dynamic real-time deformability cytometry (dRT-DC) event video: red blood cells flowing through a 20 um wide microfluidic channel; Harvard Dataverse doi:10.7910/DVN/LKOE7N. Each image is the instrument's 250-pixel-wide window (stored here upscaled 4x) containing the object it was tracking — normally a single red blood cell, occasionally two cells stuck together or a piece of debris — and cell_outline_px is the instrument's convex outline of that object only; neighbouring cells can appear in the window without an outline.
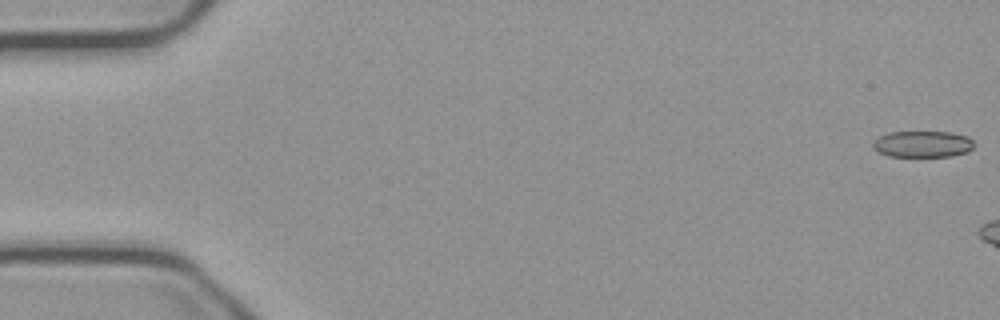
{"species": "common noctule bat (a hibernating species)", "species_latin": "Nyctalus noctula", "temperature_condition": "cold", "stored_images_in_passage": 8, "camera_frame_rate_fps": 3000, "um_per_image_px": 0.085, "animal": {"sex": "male", "body_mass_g": 23.1, "forearm_length_mm": 52.7}, "frame": {"image": 1, "passage_image": 1, "time_ms": 0.0, "image_size_px": [1000, 320], "cell_outline_px": [[976, 144], [968, 152], [952, 156], [888, 156], [876, 152], [872, 148], [872, 144], [880, 136], [888, 132], [952, 132], [968, 136]], "centroid_in_image_um": [78.44, 12.25], "position_along_channel_um": 6.6, "area_um2": 15.72}}